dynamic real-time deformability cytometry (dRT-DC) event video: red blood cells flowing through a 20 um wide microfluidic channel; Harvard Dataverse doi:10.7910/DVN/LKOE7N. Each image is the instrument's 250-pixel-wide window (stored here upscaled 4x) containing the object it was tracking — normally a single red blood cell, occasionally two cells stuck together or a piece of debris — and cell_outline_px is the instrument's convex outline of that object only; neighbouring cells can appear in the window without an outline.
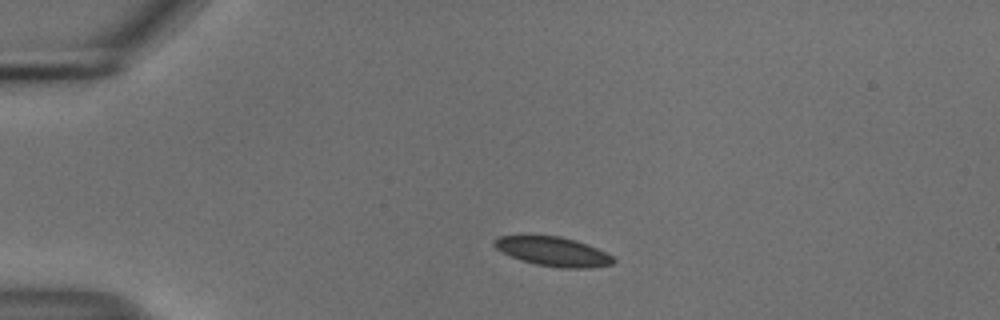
{"species": "common noctule bat (a hibernating species)", "species_latin": "Nyctalus noctula", "temperature_condition": "cold", "stored_images_in_passage": 43, "camera_frame_rate_fps": 3000, "um_per_image_px": 0.085, "animal": {"sex": "male", "body_mass_g": 18.8}, "frame": {"image": 1, "passage_image": 1, "time_ms": 0.0, "image_size_px": [1000, 320], "cell_outline_px": [[616, 260], [612, 264], [588, 268], [560, 268], [536, 264], [520, 260], [496, 248], [492, 244], [492, 240], [500, 236], [560, 236], [576, 240], [588, 244], [612, 256]], "centroid_in_image_um": [47.02, 21.38], "position_along_channel_um": 38.0, "area_um2": 20.11}}
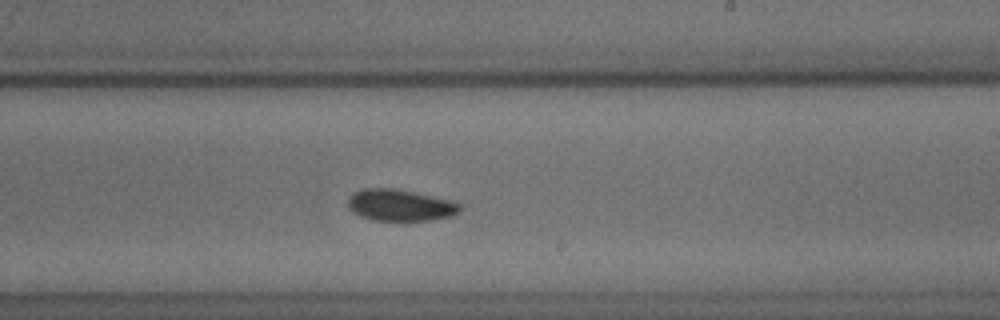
{"frame": {"image": 2, "passage_image": 22, "time_ms": 7.0, "image_size_px": [1000, 320], "cell_outline_px": [[460, 212], [452, 216], [432, 220], [372, 220], [360, 216], [352, 212], [348, 208], [348, 200], [356, 192], [364, 188], [396, 188], [452, 200], [460, 204]], "centroid_in_image_um": [34.03, 17.44], "position_along_channel_um": 255.0, "area_um2": 20.63}}
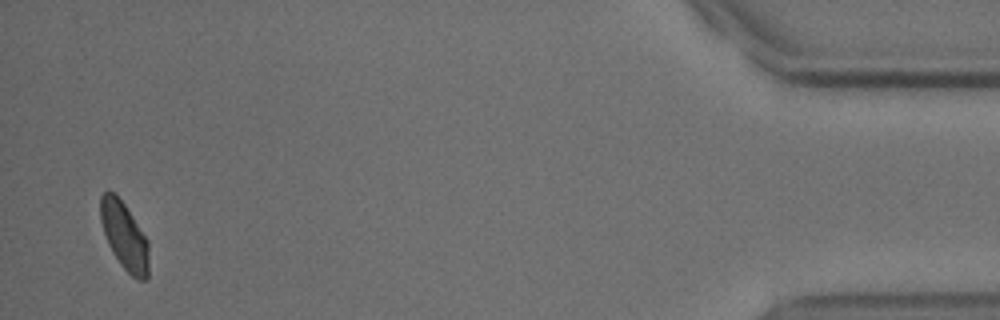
{"frame": {"image": 3, "passage_image": 42, "time_ms": 13.667, "image_size_px": [1000, 320], "cell_outline_px": [[148, 276], [144, 280], [140, 280], [132, 276], [120, 264], [112, 252], [108, 244], [100, 220], [100, 196], [108, 188], [116, 192], [148, 240]], "centroid_in_image_um": [10.55, 20.01], "position_along_channel_um": 424.7, "area_um2": 19.07}, "authors_computed_cell_mechanics": {"area_um2": 20.3456, "velocity_mm_per_s": 3.678, "shape_relaxation_time_tau1_ms": 2.8081, "shape_relaxation_time_tau2_ms": null, "deformation_change_tau1": 0.0657, "deformation_change_tau2": null}}